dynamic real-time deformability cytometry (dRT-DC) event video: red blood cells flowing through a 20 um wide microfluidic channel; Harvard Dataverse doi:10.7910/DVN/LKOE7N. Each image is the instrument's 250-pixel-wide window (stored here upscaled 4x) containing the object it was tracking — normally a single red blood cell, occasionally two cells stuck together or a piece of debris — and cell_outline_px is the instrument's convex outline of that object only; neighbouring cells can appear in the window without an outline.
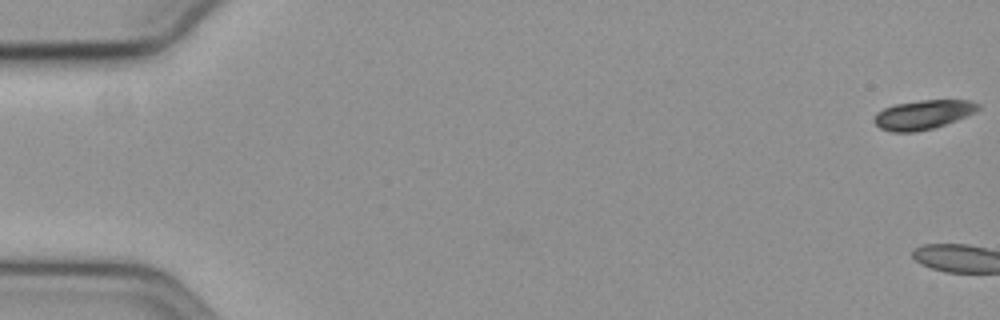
{"species": "common noctule bat (a hibernating species)", "species_latin": "Nyctalus noctula", "temperature_condition": "cold", "stored_images_in_passage": 3, "camera_frame_rate_fps": 3000, "um_per_image_px": 0.085, "animal": {"sex": "female", "body_mass_g": 19.3, "forearm_length_mm": 54.1}, "frame": {"image": 1, "passage_image": 1, "time_ms": 0.0, "image_size_px": [1000, 320], "cell_outline_px": [[980, 108], [956, 120], [932, 128], [916, 132], [892, 132], [880, 128], [872, 120], [876, 112], [884, 108], [896, 104], [920, 100], [968, 100], [980, 104]], "centroid_in_image_um": [78.4, 9.74], "position_along_channel_um": 6.6, "area_um2": 17.51}}